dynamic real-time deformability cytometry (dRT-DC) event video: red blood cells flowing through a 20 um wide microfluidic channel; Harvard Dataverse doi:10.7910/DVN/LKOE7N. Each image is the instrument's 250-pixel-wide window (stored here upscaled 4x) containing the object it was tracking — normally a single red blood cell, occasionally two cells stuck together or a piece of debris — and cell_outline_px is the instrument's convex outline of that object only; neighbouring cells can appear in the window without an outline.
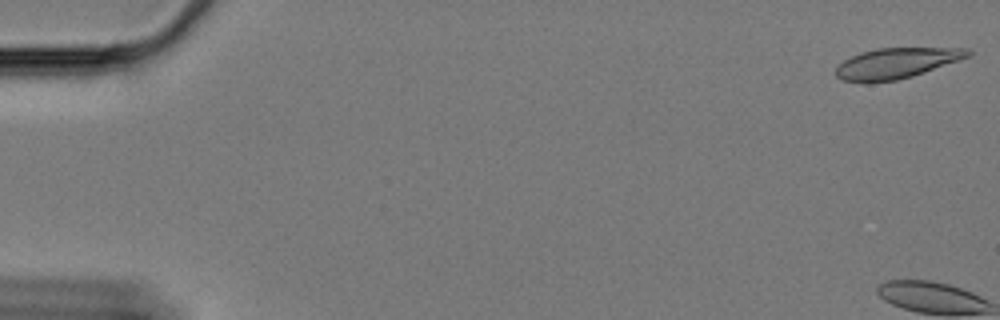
{"species": "Egyptian fruit bat (a non-hibernating species)", "species_latin": "Rousettus aegyptiacus", "temperature_condition": "cold", "stored_images_in_passage": 4, "camera_frame_rate_fps": 3000, "um_per_image_px": 0.085, "animal": {"sex": "female"}, "frame": {"image": 1, "passage_image": 1, "time_ms": 0.0, "image_size_px": [1000, 320], "cell_outline_px": [[972, 56], [912, 76], [896, 80], [840, 80], [836, 76], [836, 68], [844, 60], [860, 52], [876, 48], [968, 48], [972, 52]], "centroid_in_image_um": [76.26, 5.33], "position_along_channel_um": 8.7, "area_um2": 22.95}}